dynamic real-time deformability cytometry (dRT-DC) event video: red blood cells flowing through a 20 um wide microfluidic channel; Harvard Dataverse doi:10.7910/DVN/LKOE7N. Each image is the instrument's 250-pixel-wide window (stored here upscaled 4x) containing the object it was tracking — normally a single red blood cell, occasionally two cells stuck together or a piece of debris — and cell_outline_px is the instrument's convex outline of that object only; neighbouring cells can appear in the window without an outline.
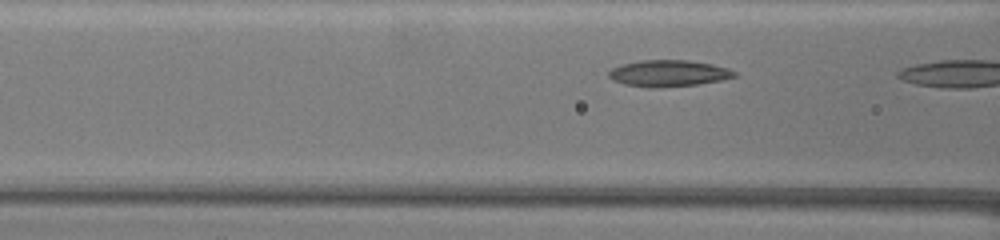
{"species": "common noctule bat (a hibernating species)", "species_latin": "Nyctalus noctula", "temperature_condition": "warm", "stored_images_in_passage": 6, "camera_frame_rate_fps": 3000, "um_per_image_px": 0.085, "animal": {"sex": "female", "body_mass_g": 19.5, "forearm_length_mm": 54.1}, "frame": {"image": 1, "passage_image": 5, "time_ms": 1.333, "image_size_px": [1000, 240], "cell_outline_px": [[736, 76], [720, 80], [696, 84], [624, 84], [612, 80], [608, 76], [608, 72], [612, 68], [620, 64], [640, 60], [688, 60], [712, 64], [728, 68], [736, 72]], "centroid_in_image_um": [56.83, 6.16], "position_along_channel_um": 109.8, "area_um2": 18.26}}